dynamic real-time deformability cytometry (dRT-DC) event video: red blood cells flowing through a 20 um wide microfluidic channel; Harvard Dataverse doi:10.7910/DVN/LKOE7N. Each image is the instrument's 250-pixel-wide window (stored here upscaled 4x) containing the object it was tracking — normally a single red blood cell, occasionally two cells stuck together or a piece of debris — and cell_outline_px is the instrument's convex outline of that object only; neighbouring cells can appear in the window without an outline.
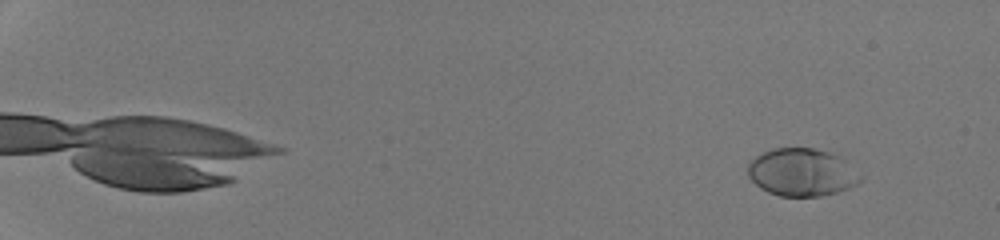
{"species": "human", "species_latin": "Homo sapiens", "temperature_condition": "room temperature", "stored_images_in_passage": 54, "camera_frame_rate_fps": 3000, "um_per_image_px": 0.085, "donor": {"sex": "male"}, "frame": {"image": 1, "passage_image": 6, "time_ms": 1.667, "image_size_px": [1000, 240], "cell_outline_px": [[864, 180], [848, 188], [836, 192], [820, 196], [780, 196], [768, 192], [760, 188], [748, 176], [748, 164], [756, 156], [772, 148], [812, 148], [828, 152], [840, 156], [864, 176]], "centroid_in_image_um": [68.18, 14.65], "position_along_channel_um": 16.8, "area_um2": 31.33}}
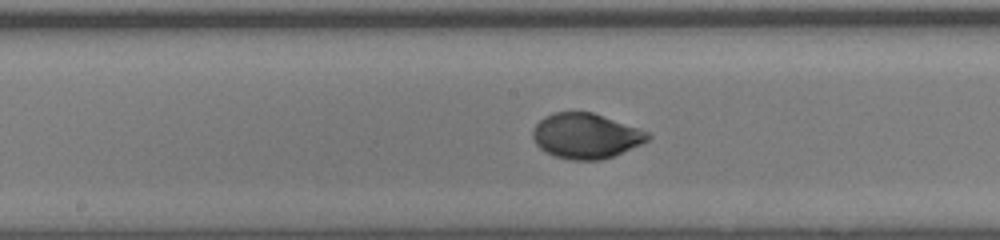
{"frame": {"image": 2, "passage_image": 33, "time_ms": 10.667, "image_size_px": [1000, 240], "cell_outline_px": [[652, 136], [648, 140], [640, 144], [612, 156], [600, 160], [572, 160], [556, 156], [540, 148], [536, 144], [532, 136], [532, 128], [544, 116], [556, 112], [592, 112], [648, 132]], "centroid_in_image_um": [49.76, 11.55], "position_along_channel_um": 198.4, "area_um2": 29.88}}
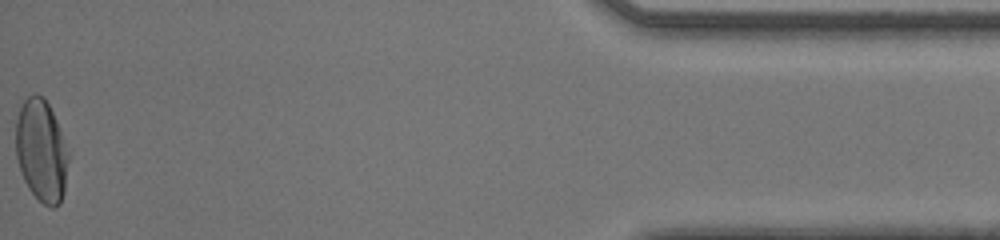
{"frame": {"image": 3, "passage_image": 54, "time_ms": 17.667, "image_size_px": [1000, 240], "cell_outline_px": [[68, 160], [64, 192], [60, 204], [56, 208], [52, 208], [44, 204], [28, 188], [24, 180], [16, 156], [16, 120], [20, 108], [24, 100], [28, 96], [36, 92], [44, 96], [56, 120], [68, 156]], "centroid_in_image_um": [3.5, 12.81], "position_along_channel_um": 431.7, "area_um2": 31.04}, "authors_computed_cell_mechanics": {"area_um2": 30.4028, "velocity_mm_per_s": 4.2706, "shape_relaxation_time_tau1_ms": 2.8503, "shape_relaxation_time_tau2_ms": null, "deformation_change_tau1": 0.1532, "deformation_change_tau2": null}}